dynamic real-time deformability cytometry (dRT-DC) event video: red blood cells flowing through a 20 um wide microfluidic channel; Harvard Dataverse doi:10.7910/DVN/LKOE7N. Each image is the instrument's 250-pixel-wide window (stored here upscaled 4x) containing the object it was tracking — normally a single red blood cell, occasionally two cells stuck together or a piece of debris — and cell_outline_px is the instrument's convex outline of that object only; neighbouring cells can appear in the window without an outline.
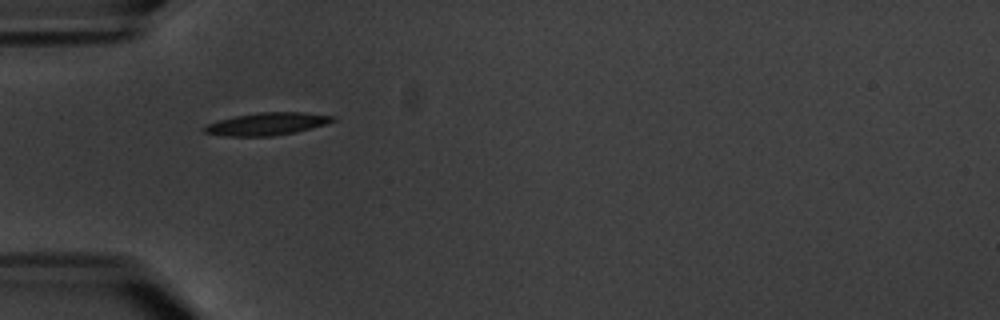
{"species": "common noctule bat (a hibernating species)", "species_latin": "Nyctalus noctula", "temperature_condition": "warm", "stored_images_in_passage": 5, "camera_frame_rate_fps": 3000, "um_per_image_px": 0.085, "animal": {"sex": "male", "body_mass_g": 20.1, "forearm_length_mm": 53.5}, "frame": {"image": 1, "passage_image": 1, "time_ms": 0.0, "image_size_px": [1000, 320], "cell_outline_px": [[336, 120], [324, 124], [296, 132], [272, 136], [224, 136], [204, 132], [204, 128], [208, 124], [220, 120], [236, 116], [256, 112], [304, 112], [336, 116]], "centroid_in_image_um": [22.73, 10.52], "position_along_channel_um": 62.3, "area_um2": 16.7}}
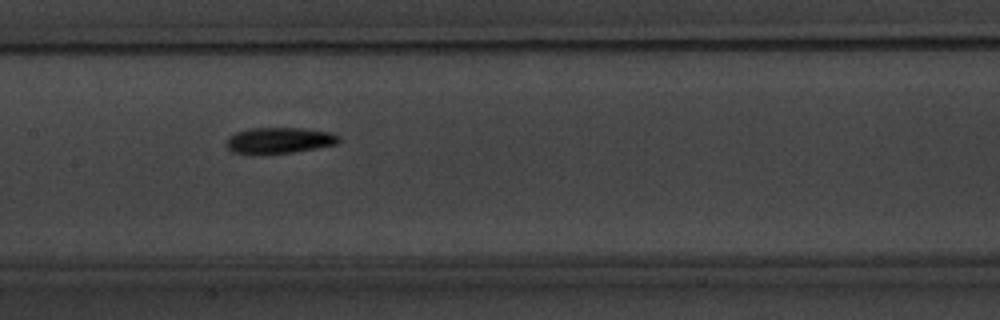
{"frame": {"image": 2, "passage_image": 4, "time_ms": 3.667, "image_size_px": [1000, 320], "cell_outline_px": [[340, 140], [336, 144], [316, 148], [292, 152], [252, 156], [248, 156], [232, 152], [228, 148], [228, 140], [236, 132], [248, 128], [304, 128], [332, 132], [340, 136]], "centroid_in_image_um": [23.73, 11.95], "position_along_channel_um": 183.7, "area_um2": 17.4}}